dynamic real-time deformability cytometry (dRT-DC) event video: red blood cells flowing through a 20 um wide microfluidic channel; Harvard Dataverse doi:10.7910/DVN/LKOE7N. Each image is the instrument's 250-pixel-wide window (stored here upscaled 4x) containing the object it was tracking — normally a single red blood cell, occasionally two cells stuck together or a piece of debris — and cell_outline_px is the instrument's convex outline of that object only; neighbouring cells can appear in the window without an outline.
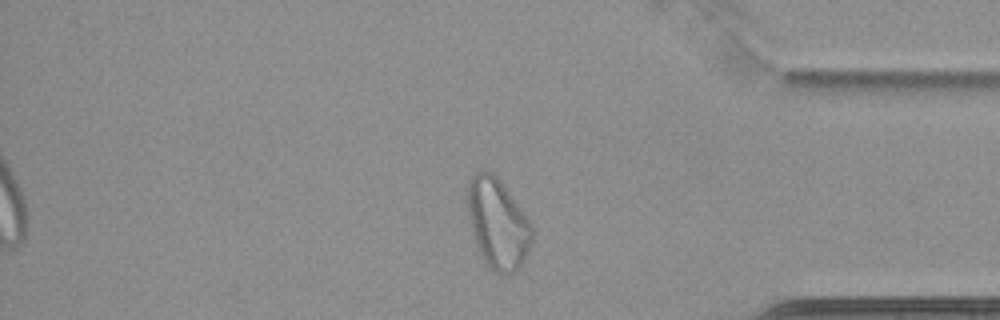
{"species": "common noctule bat (a hibernating species)", "species_latin": "Nyctalus noctula", "temperature_condition": "cold", "stored_images_in_passage": 61, "camera_frame_rate_fps": 3000, "um_per_image_px": 0.085, "animal": {"sex": "female", "body_mass_g": 22.7, "forearm_length_mm": 54.2}, "frame": {"image": 1, "passage_image": 52, "time_ms": 17.0, "image_size_px": [1000, 320], "cell_outline_px": [[532, 244], [524, 260], [516, 272], [508, 276], [504, 276], [496, 272], [484, 260], [476, 244], [472, 232], [468, 212], [468, 180], [480, 168], [492, 172], [500, 180], [520, 208], [528, 220], [532, 228]], "centroid_in_image_um": [42.3, 19.01], "position_along_channel_um": 392.9, "area_um2": 33.64}}